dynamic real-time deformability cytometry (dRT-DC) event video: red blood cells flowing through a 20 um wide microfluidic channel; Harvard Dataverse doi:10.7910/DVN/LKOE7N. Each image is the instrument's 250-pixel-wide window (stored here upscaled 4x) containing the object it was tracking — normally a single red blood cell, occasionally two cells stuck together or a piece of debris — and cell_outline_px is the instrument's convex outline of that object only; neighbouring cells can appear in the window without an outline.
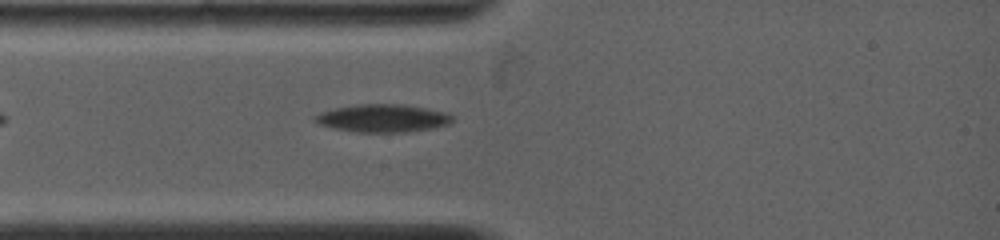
{"species": "common noctule bat (a hibernating species)", "species_latin": "Nyctalus noctula", "temperature_condition": "warm", "stored_images_in_passage": 9, "camera_frame_rate_fps": 5000, "um_per_image_px": 0.085, "animal": {"sex": "female", "body_mass_g": 19.0, "forearm_length_mm": 53.3}, "frame": {"image": 1, "passage_image": 1, "time_ms": 0.0, "image_size_px": [1000, 240], "cell_outline_px": [[452, 124], [432, 128], [404, 132], [360, 132], [332, 128], [320, 124], [312, 120], [312, 116], [320, 112], [336, 108], [360, 104], [404, 104], [444, 112], [452, 116]], "centroid_in_image_um": [32.51, 10.05], "position_along_channel_um": 52.5, "area_um2": 22.2}}
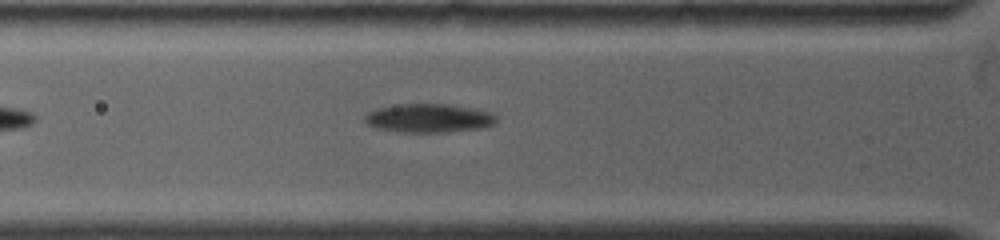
{"frame": {"image": 2, "passage_image": 4, "time_ms": 1.0, "image_size_px": [1000, 240], "cell_outline_px": [[496, 124], [484, 128], [448, 132], [400, 132], [376, 128], [368, 124], [364, 120], [364, 116], [368, 112], [376, 108], [400, 104], [448, 104], [476, 108], [492, 112], [496, 116]], "centroid_in_image_um": [36.49, 10.04], "position_along_channel_um": 89.3, "area_um2": 22.31}}